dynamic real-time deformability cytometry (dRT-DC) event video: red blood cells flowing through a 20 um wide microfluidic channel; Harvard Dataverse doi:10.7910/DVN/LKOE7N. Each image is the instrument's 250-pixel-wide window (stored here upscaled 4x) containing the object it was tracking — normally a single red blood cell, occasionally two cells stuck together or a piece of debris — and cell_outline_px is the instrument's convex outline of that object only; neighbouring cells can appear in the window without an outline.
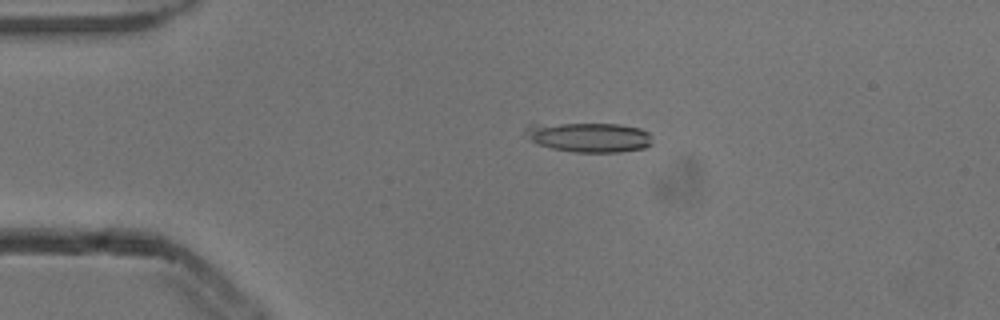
{"species": "common noctule bat (a hibernating species)", "species_latin": "Nyctalus noctula", "temperature_condition": "cold", "stored_images_in_passage": 5, "camera_frame_rate_fps": 3000, "um_per_image_px": 0.085, "animal": {"sex": "male", "body_mass_g": 13.3}, "frame": {"image": 1, "passage_image": 4, "time_ms": 1.0, "image_size_px": [1000, 320], "cell_outline_px": [[652, 144], [644, 148], [620, 152], [576, 152], [552, 148], [536, 144], [524, 132], [524, 128], [528, 124], [620, 124], [640, 128], [648, 132]], "centroid_in_image_um": [50.06, 11.66], "position_along_channel_um": 34.9, "area_um2": 21.85}}
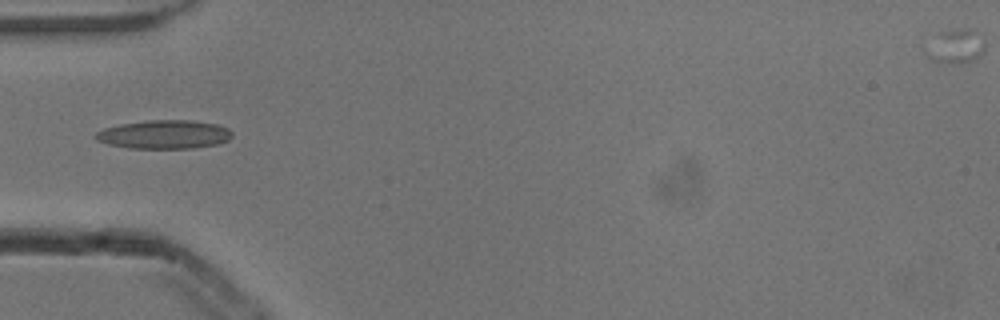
{"frame": {"image": 2, "passage_image": 5, "time_ms": 1.333, "image_size_px": [1000, 320], "cell_outline_px": [[232, 136], [228, 140], [216, 144], [192, 148], [132, 148], [108, 144], [96, 140], [92, 136], [96, 132], [104, 128], [120, 124], [148, 120], [188, 120], [216, 124], [228, 128], [232, 132]], "centroid_in_image_um": [13.93, 11.42], "position_along_channel_um": 71.1, "area_um2": 22.72}}